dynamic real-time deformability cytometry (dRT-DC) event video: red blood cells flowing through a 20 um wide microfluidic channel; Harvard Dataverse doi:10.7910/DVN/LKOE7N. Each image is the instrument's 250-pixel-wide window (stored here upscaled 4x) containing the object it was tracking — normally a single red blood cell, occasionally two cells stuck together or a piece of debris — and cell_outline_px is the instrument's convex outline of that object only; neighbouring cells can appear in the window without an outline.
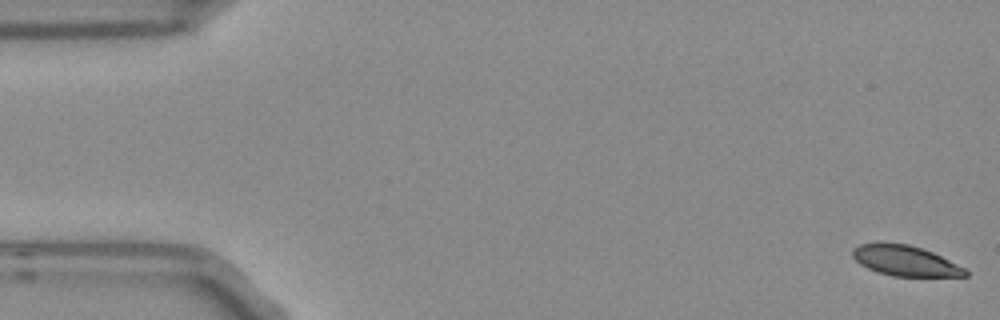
{"species": "Egyptian fruit bat (a non-hibernating species)", "species_latin": "Rousettus aegyptiacus", "temperature_condition": "room temperature", "stored_images_in_passage": 5, "camera_frame_rate_fps": 3000, "um_per_image_px": 0.085, "frame": {"image": 1, "passage_image": 1, "time_ms": 0.0, "image_size_px": [1000, 320], "cell_outline_px": [[968, 276], [892, 276], [876, 272], [860, 264], [852, 256], [852, 248], [860, 244], [908, 244], [932, 252], [964, 268], [968, 272]], "centroid_in_image_um": [76.92, 22.18], "position_along_channel_um": 8.1, "area_um2": 19.48}}
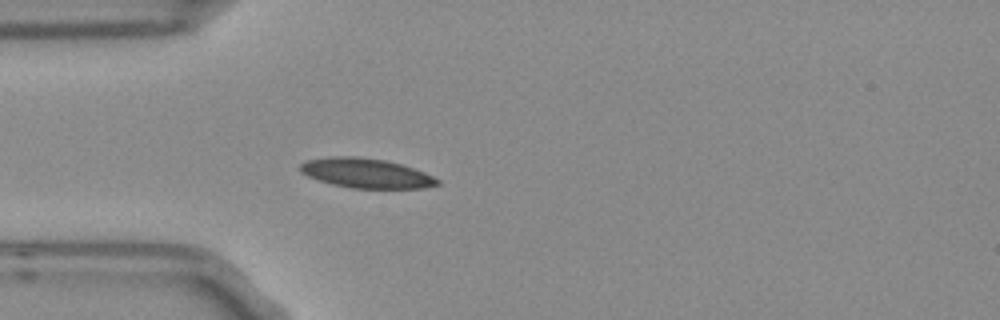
{"frame": {"image": 2, "passage_image": 5, "time_ms": 1.333, "image_size_px": [1000, 320], "cell_outline_px": [[440, 184], [424, 188], [352, 188], [332, 184], [308, 176], [300, 172], [300, 164], [308, 160], [332, 156], [356, 156], [384, 160], [400, 164], [424, 172], [440, 180]], "centroid_in_image_um": [31.12, 14.72], "position_along_channel_um": 53.9, "area_um2": 23.47}}